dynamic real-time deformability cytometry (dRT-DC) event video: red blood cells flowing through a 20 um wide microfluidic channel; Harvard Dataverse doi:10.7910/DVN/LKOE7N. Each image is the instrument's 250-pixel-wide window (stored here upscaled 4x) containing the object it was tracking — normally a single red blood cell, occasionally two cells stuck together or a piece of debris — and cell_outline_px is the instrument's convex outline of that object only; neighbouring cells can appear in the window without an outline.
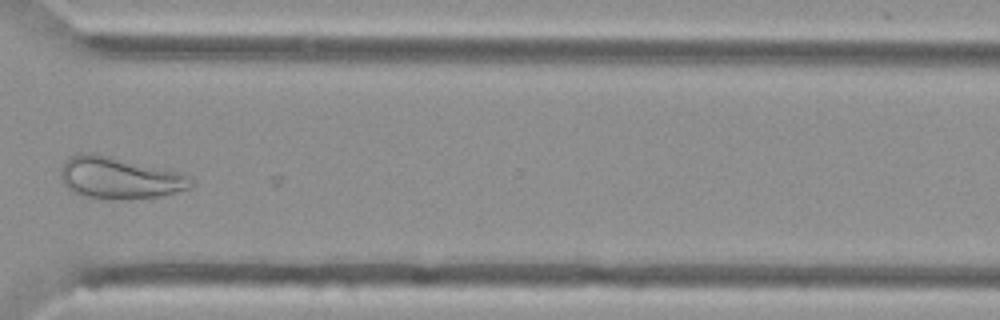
{"species": "Egyptian fruit bat (a non-hibernating species)", "species_latin": "Rousettus aegyptiacus", "temperature_condition": "cold", "stored_images_in_passage": 33, "camera_frame_rate_fps": 3000, "um_per_image_px": 0.085, "animal": {"sex": "female"}, "frame": {"image": 1, "passage_image": 32, "time_ms": 10.333, "image_size_px": [1000, 320], "cell_outline_px": [[192, 188], [164, 196], [128, 200], [80, 196], [72, 192], [60, 180], [60, 168], [64, 160], [68, 156], [80, 152], [96, 152], [184, 172], [192, 180]], "centroid_in_image_um": [10.15, 15.1], "position_along_channel_um": 360.4, "area_um2": 32.95}}